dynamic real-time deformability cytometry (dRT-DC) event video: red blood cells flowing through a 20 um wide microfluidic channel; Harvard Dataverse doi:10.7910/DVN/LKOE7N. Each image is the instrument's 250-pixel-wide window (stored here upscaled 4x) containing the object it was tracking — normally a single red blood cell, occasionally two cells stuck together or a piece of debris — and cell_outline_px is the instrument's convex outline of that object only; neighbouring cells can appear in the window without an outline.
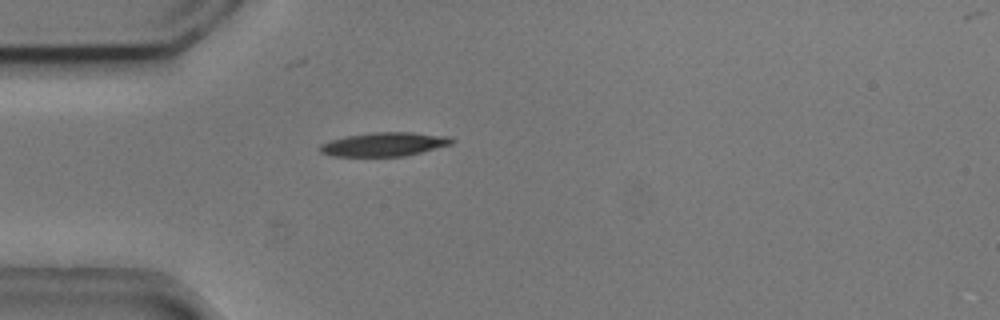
{"species": "common noctule bat (a hibernating species)", "species_latin": "Nyctalus noctula", "temperature_condition": "cold", "stored_images_in_passage": 4, "camera_frame_rate_fps": 3000, "um_per_image_px": 0.085, "animal": {"sex": "male", "body_mass_g": 20.5, "forearm_length_mm": 52.5}, "frame": {"image": 1, "passage_image": 4, "time_ms": 1.0, "image_size_px": [1000, 320], "cell_outline_px": [[456, 140], [452, 144], [404, 156], [332, 156], [320, 152], [320, 144], [344, 136], [372, 132], [412, 132], [448, 136]], "centroid_in_image_um": [32.66, 12.25], "position_along_channel_um": 52.3, "area_um2": 18.26}}